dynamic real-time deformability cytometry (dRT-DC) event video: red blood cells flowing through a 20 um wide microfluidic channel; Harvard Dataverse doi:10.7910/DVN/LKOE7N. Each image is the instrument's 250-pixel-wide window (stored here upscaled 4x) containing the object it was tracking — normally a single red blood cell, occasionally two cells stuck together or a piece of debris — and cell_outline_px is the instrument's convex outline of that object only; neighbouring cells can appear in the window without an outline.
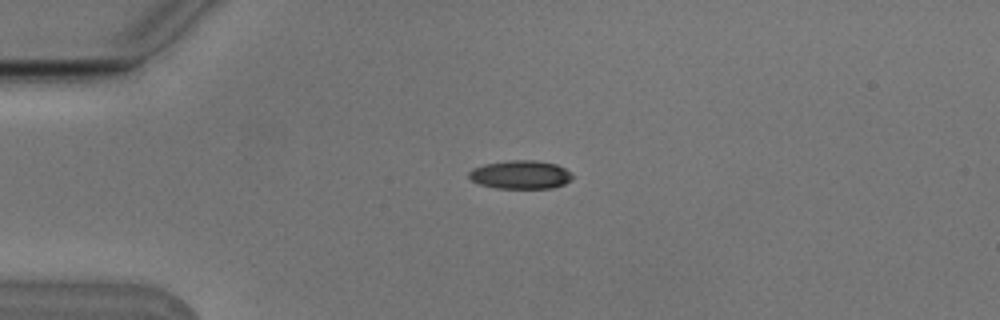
{"species": "Egyptian fruit bat (a non-hibernating species)", "species_latin": "Rousettus aegyptiacus", "temperature_condition": "cold", "stored_images_in_passage": 4, "camera_frame_rate_fps": 3000, "um_per_image_px": 0.085, "animal": {"sex": "male"}, "frame": {"image": 1, "passage_image": 3, "time_ms": 0.667, "image_size_px": [1000, 320], "cell_outline_px": [[572, 176], [564, 184], [552, 188], [496, 188], [480, 184], [472, 180], [468, 176], [468, 172], [472, 168], [484, 164], [508, 160], [536, 160], [556, 164], [564, 168]], "centroid_in_image_um": [44.19, 14.84], "position_along_channel_um": 40.8, "area_um2": 17.05}}